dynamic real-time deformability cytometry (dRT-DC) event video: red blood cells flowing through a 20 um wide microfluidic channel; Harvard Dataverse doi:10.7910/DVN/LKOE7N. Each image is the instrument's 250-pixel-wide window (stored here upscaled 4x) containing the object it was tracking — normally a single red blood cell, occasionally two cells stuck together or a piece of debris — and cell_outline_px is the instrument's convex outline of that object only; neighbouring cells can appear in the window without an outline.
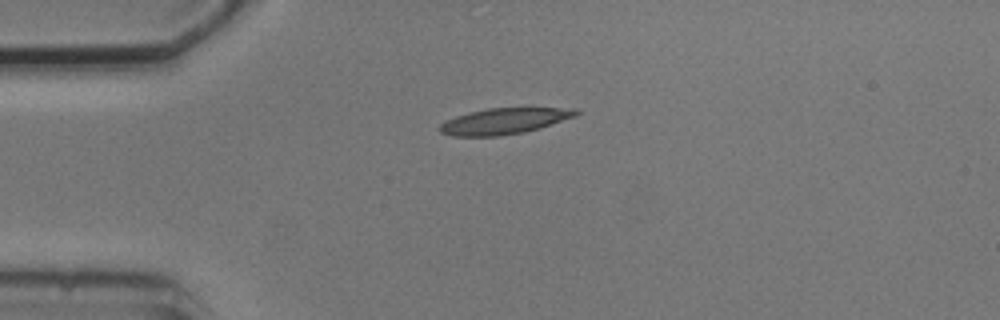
{"species": "common noctule bat (a hibernating species)", "species_latin": "Nyctalus noctula", "temperature_condition": "cold", "stored_images_in_passage": 6, "camera_frame_rate_fps": 3000, "um_per_image_px": 0.085, "animal": {"sex": "male", "body_mass_g": 20.5, "forearm_length_mm": 52.5}, "frame": {"image": 1, "passage_image": 1, "time_ms": 0.0, "image_size_px": [1000, 320], "cell_outline_px": [[580, 112], [576, 116], [540, 128], [524, 132], [500, 136], [452, 136], [440, 132], [436, 128], [444, 120], [468, 112], [488, 108], [580, 108]], "centroid_in_image_um": [42.83, 10.29], "position_along_channel_um": 42.2, "area_um2": 20.87}}
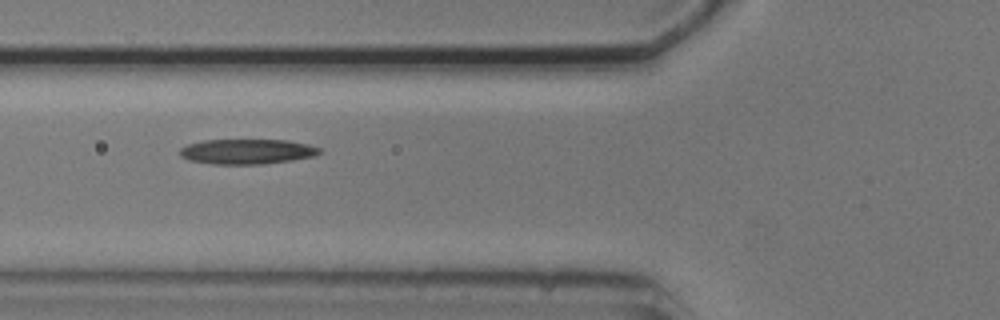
{"frame": {"image": 2, "passage_image": 3, "time_ms": 2.333, "image_size_px": [1000, 320], "cell_outline_px": [[320, 152], [316, 156], [292, 160], [264, 164], [212, 164], [188, 160], [180, 156], [180, 148], [188, 144], [204, 140], [288, 140], [308, 144], [320, 148]], "centroid_in_image_um": [21.0, 12.88], "position_along_channel_um": 104.8, "area_um2": 20.46}}
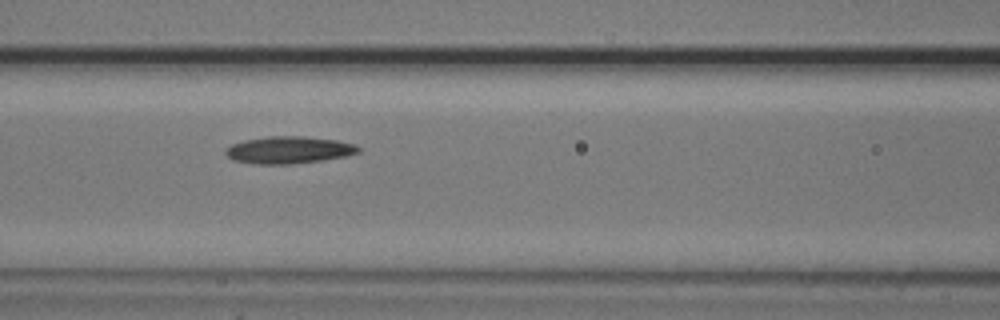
{"frame": {"image": 3, "passage_image": 4, "time_ms": 3.333, "image_size_px": [1000, 320], "cell_outline_px": [[360, 152], [344, 156], [320, 160], [288, 164], [256, 164], [232, 160], [224, 152], [232, 144], [244, 140], [268, 136], [304, 136], [336, 140], [356, 144], [360, 148]], "centroid_in_image_um": [24.54, 12.74], "position_along_channel_um": 142.1, "area_um2": 20.87}}